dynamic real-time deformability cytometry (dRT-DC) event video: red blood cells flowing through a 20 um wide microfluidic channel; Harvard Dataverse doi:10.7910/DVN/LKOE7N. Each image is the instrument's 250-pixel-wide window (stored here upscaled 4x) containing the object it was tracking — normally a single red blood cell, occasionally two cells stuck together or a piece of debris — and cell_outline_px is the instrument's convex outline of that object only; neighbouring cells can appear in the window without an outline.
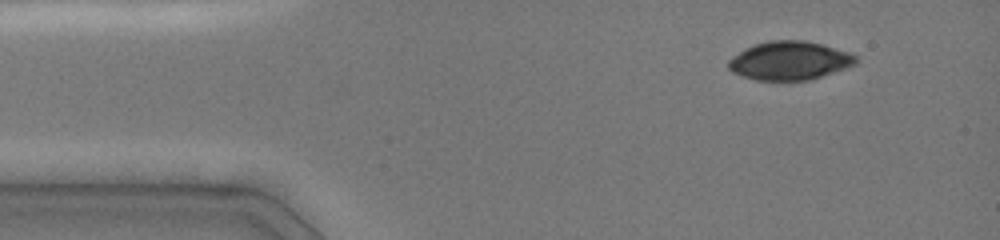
{"species": "common noctule bat (a hibernating species)", "species_latin": "Nyctalus noctula", "temperature_condition": "cold", "stored_images_in_passage": 35, "camera_frame_rate_fps": 3000, "um_per_image_px": 0.085, "animal": {"sex": "female", "body_mass_g": 19.0, "forearm_length_mm": 51.5}, "frame": {"image": 1, "passage_image": 1, "time_ms": 0.0, "image_size_px": [1000, 240], "cell_outline_px": [[856, 64], [808, 80], [756, 80], [732, 72], [728, 68], [728, 60], [732, 56], [744, 48], [768, 40], [804, 40], [852, 52], [856, 56]], "centroid_in_image_um": [67.08, 5.14], "position_along_channel_um": 17.9, "area_um2": 28.5}}
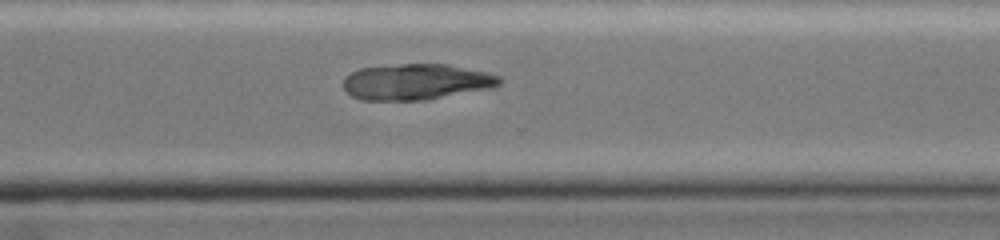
{"frame": {"image": 2, "passage_image": 27, "time_ms": 9.667, "image_size_px": [1000, 240], "cell_outline_px": [[504, 80], [500, 84], [492, 88], [428, 100], [360, 100], [352, 96], [344, 88], [344, 76], [360, 68], [400, 64], [448, 64], [488, 72], [500, 76]], "centroid_in_image_um": [35.42, 6.96], "position_along_channel_um": 335.2, "area_um2": 33.0}}
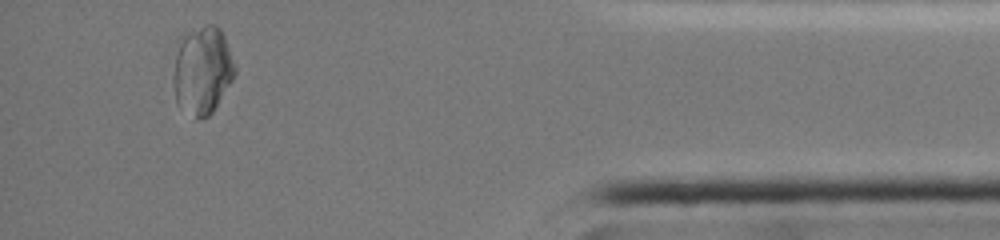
{"frame": {"image": 3, "passage_image": 35, "time_ms": 12.667, "image_size_px": [1000, 240], "cell_outline_px": [[236, 72], [232, 80], [212, 112], [208, 116], [200, 120], [192, 120], [176, 104], [172, 84], [172, 80], [176, 36], [184, 32], [208, 24], [216, 24], [220, 28], [224, 36], [236, 68]], "centroid_in_image_um": [17.12, 5.98], "position_along_channel_um": 418.1, "area_um2": 32.71}}